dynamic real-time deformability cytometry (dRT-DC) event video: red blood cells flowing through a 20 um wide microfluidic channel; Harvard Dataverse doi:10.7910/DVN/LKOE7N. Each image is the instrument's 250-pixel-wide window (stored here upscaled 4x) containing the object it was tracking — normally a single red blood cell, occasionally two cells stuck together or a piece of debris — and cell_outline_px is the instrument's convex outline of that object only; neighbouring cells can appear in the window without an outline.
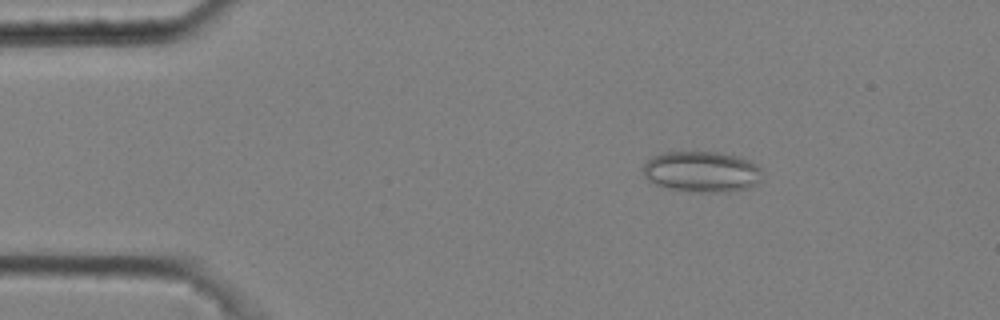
{"species": "common noctule bat (a hibernating species)", "species_latin": "Nyctalus noctula", "temperature_condition": "cold", "stored_images_in_passage": 4, "camera_frame_rate_fps": 3000, "um_per_image_px": 0.085, "animal": {"sex": "male", "body_mass_g": 20.4}, "frame": {"image": 1, "passage_image": 3, "time_ms": 0.667, "image_size_px": [1000, 320], "cell_outline_px": [[760, 180], [756, 184], [748, 188], [728, 192], [700, 192], [668, 188], [656, 184], [648, 180], [644, 176], [644, 164], [652, 156], [664, 152], [720, 152], [740, 156], [752, 160], [760, 168]], "centroid_in_image_um": [59.68, 14.58], "position_along_channel_um": 25.3, "area_um2": 28.5}}